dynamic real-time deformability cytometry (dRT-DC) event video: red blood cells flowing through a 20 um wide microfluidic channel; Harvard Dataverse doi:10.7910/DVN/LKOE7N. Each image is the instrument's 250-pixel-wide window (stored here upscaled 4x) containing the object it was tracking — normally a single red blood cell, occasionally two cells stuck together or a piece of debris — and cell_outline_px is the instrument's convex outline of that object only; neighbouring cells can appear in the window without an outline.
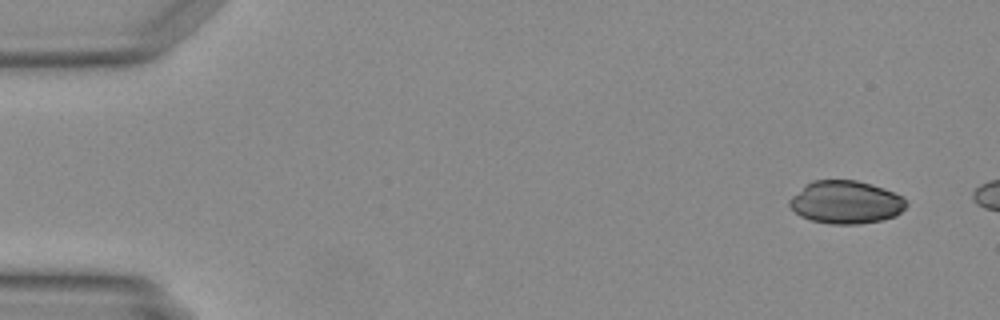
{"species": "Egyptian fruit bat (a non-hibernating species)", "species_latin": "Rousettus aegyptiacus", "temperature_condition": "warm", "stored_images_in_passage": 7, "camera_frame_rate_fps": 3000, "um_per_image_px": 0.085, "animal": {"sex": "female"}, "frame": {"image": 1, "passage_image": 1, "time_ms": 0.0, "image_size_px": [1000, 320], "cell_outline_px": [[908, 204], [896, 216], [880, 220], [856, 224], [832, 224], [812, 220], [800, 216], [788, 204], [788, 200], [804, 184], [812, 180], [856, 180], [872, 184], [904, 196]], "centroid_in_image_um": [71.89, 17.17], "position_along_channel_um": 13.1, "area_um2": 29.25}}